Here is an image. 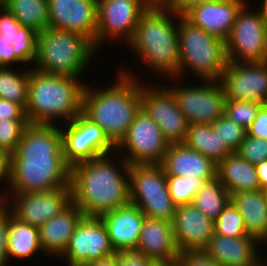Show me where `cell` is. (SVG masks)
I'll use <instances>...</instances> for the list:
<instances>
[{
    "label": "cell",
    "instance_id": "6da1fadb",
    "mask_svg": "<svg viewBox=\"0 0 267 266\" xmlns=\"http://www.w3.org/2000/svg\"><path fill=\"white\" fill-rule=\"evenodd\" d=\"M71 167L65 162L59 127L28 124L16 151L10 155V190L47 192L70 185Z\"/></svg>",
    "mask_w": 267,
    "mask_h": 266
},
{
    "label": "cell",
    "instance_id": "7a4b0ae2",
    "mask_svg": "<svg viewBox=\"0 0 267 266\" xmlns=\"http://www.w3.org/2000/svg\"><path fill=\"white\" fill-rule=\"evenodd\" d=\"M109 155L71 167V197L86 217H100L130 203L129 168L123 159L119 171ZM124 161V162H123ZM121 172V173H120ZM125 173L126 176L123 174Z\"/></svg>",
    "mask_w": 267,
    "mask_h": 266
},
{
    "label": "cell",
    "instance_id": "3957f363",
    "mask_svg": "<svg viewBox=\"0 0 267 266\" xmlns=\"http://www.w3.org/2000/svg\"><path fill=\"white\" fill-rule=\"evenodd\" d=\"M119 71V79L113 87L100 91L85 86L82 98V114L103 129L115 146L126 135L141 109L140 80L126 70L123 72V68Z\"/></svg>",
    "mask_w": 267,
    "mask_h": 266
},
{
    "label": "cell",
    "instance_id": "277c9868",
    "mask_svg": "<svg viewBox=\"0 0 267 266\" xmlns=\"http://www.w3.org/2000/svg\"><path fill=\"white\" fill-rule=\"evenodd\" d=\"M77 78L48 74L31 68L26 116L30 124L54 125L55 118L68 122L82 113L86 85Z\"/></svg>",
    "mask_w": 267,
    "mask_h": 266
},
{
    "label": "cell",
    "instance_id": "5b68a950",
    "mask_svg": "<svg viewBox=\"0 0 267 266\" xmlns=\"http://www.w3.org/2000/svg\"><path fill=\"white\" fill-rule=\"evenodd\" d=\"M174 15L172 10H146L128 45L153 71L179 78L178 28L171 20Z\"/></svg>",
    "mask_w": 267,
    "mask_h": 266
},
{
    "label": "cell",
    "instance_id": "8992f818",
    "mask_svg": "<svg viewBox=\"0 0 267 266\" xmlns=\"http://www.w3.org/2000/svg\"><path fill=\"white\" fill-rule=\"evenodd\" d=\"M95 52L94 45L84 36L47 27L38 34L36 67L33 69L78 78Z\"/></svg>",
    "mask_w": 267,
    "mask_h": 266
},
{
    "label": "cell",
    "instance_id": "52a82bcc",
    "mask_svg": "<svg viewBox=\"0 0 267 266\" xmlns=\"http://www.w3.org/2000/svg\"><path fill=\"white\" fill-rule=\"evenodd\" d=\"M177 18L179 75L187 68L203 81L220 80L228 63L225 41L192 25L183 16Z\"/></svg>",
    "mask_w": 267,
    "mask_h": 266
},
{
    "label": "cell",
    "instance_id": "ba28073f",
    "mask_svg": "<svg viewBox=\"0 0 267 266\" xmlns=\"http://www.w3.org/2000/svg\"><path fill=\"white\" fill-rule=\"evenodd\" d=\"M130 203L152 219L172 222L176 205L169 194L166 174L159 164L130 165Z\"/></svg>",
    "mask_w": 267,
    "mask_h": 266
},
{
    "label": "cell",
    "instance_id": "9c48e42d",
    "mask_svg": "<svg viewBox=\"0 0 267 266\" xmlns=\"http://www.w3.org/2000/svg\"><path fill=\"white\" fill-rule=\"evenodd\" d=\"M246 4L238 10L225 41L227 60L238 63L267 61V22L260 9L249 13Z\"/></svg>",
    "mask_w": 267,
    "mask_h": 266
},
{
    "label": "cell",
    "instance_id": "30bf717a",
    "mask_svg": "<svg viewBox=\"0 0 267 266\" xmlns=\"http://www.w3.org/2000/svg\"><path fill=\"white\" fill-rule=\"evenodd\" d=\"M67 123L66 129L60 130L64 159L70 167L109 155L112 150L116 151V146L109 140L103 129L82 113Z\"/></svg>",
    "mask_w": 267,
    "mask_h": 266
},
{
    "label": "cell",
    "instance_id": "8fae6325",
    "mask_svg": "<svg viewBox=\"0 0 267 266\" xmlns=\"http://www.w3.org/2000/svg\"><path fill=\"white\" fill-rule=\"evenodd\" d=\"M168 147L159 126L141 108L116 149L128 150L122 158L129 165H146L160 164Z\"/></svg>",
    "mask_w": 267,
    "mask_h": 266
},
{
    "label": "cell",
    "instance_id": "7c38bea8",
    "mask_svg": "<svg viewBox=\"0 0 267 266\" xmlns=\"http://www.w3.org/2000/svg\"><path fill=\"white\" fill-rule=\"evenodd\" d=\"M204 82L202 86L169 89L189 124H212L224 115L226 97L220 81Z\"/></svg>",
    "mask_w": 267,
    "mask_h": 266
},
{
    "label": "cell",
    "instance_id": "4fadbf2b",
    "mask_svg": "<svg viewBox=\"0 0 267 266\" xmlns=\"http://www.w3.org/2000/svg\"><path fill=\"white\" fill-rule=\"evenodd\" d=\"M148 87L141 84V108L156 122L169 144L183 143L189 123L174 94L166 87Z\"/></svg>",
    "mask_w": 267,
    "mask_h": 266
},
{
    "label": "cell",
    "instance_id": "5bb4252c",
    "mask_svg": "<svg viewBox=\"0 0 267 266\" xmlns=\"http://www.w3.org/2000/svg\"><path fill=\"white\" fill-rule=\"evenodd\" d=\"M145 11L141 0H97L96 48L106 39L122 38L128 44Z\"/></svg>",
    "mask_w": 267,
    "mask_h": 266
},
{
    "label": "cell",
    "instance_id": "9a60e30c",
    "mask_svg": "<svg viewBox=\"0 0 267 266\" xmlns=\"http://www.w3.org/2000/svg\"><path fill=\"white\" fill-rule=\"evenodd\" d=\"M107 229L100 217L84 216L61 256L68 266H86L89 262L113 255Z\"/></svg>",
    "mask_w": 267,
    "mask_h": 266
},
{
    "label": "cell",
    "instance_id": "2e32d148",
    "mask_svg": "<svg viewBox=\"0 0 267 266\" xmlns=\"http://www.w3.org/2000/svg\"><path fill=\"white\" fill-rule=\"evenodd\" d=\"M219 81L226 99L267 104V61L250 63L228 61Z\"/></svg>",
    "mask_w": 267,
    "mask_h": 266
},
{
    "label": "cell",
    "instance_id": "e0dca14e",
    "mask_svg": "<svg viewBox=\"0 0 267 266\" xmlns=\"http://www.w3.org/2000/svg\"><path fill=\"white\" fill-rule=\"evenodd\" d=\"M9 208L21 222L40 227L56 216L71 202V184L47 192L14 193Z\"/></svg>",
    "mask_w": 267,
    "mask_h": 266
},
{
    "label": "cell",
    "instance_id": "ac0fdd59",
    "mask_svg": "<svg viewBox=\"0 0 267 266\" xmlns=\"http://www.w3.org/2000/svg\"><path fill=\"white\" fill-rule=\"evenodd\" d=\"M48 27L87 38L96 48L97 0H47Z\"/></svg>",
    "mask_w": 267,
    "mask_h": 266
},
{
    "label": "cell",
    "instance_id": "d6986e66",
    "mask_svg": "<svg viewBox=\"0 0 267 266\" xmlns=\"http://www.w3.org/2000/svg\"><path fill=\"white\" fill-rule=\"evenodd\" d=\"M174 239L180 252L203 250L214 234V220L193 204L178 205L172 220Z\"/></svg>",
    "mask_w": 267,
    "mask_h": 266
},
{
    "label": "cell",
    "instance_id": "ffe728a7",
    "mask_svg": "<svg viewBox=\"0 0 267 266\" xmlns=\"http://www.w3.org/2000/svg\"><path fill=\"white\" fill-rule=\"evenodd\" d=\"M244 3L243 0L205 2L191 8L183 17L192 25L226 41L234 25L236 14Z\"/></svg>",
    "mask_w": 267,
    "mask_h": 266
},
{
    "label": "cell",
    "instance_id": "44dd1931",
    "mask_svg": "<svg viewBox=\"0 0 267 266\" xmlns=\"http://www.w3.org/2000/svg\"><path fill=\"white\" fill-rule=\"evenodd\" d=\"M146 216L134 204H127L100 216L115 252L135 250Z\"/></svg>",
    "mask_w": 267,
    "mask_h": 266
},
{
    "label": "cell",
    "instance_id": "7402d4cb",
    "mask_svg": "<svg viewBox=\"0 0 267 266\" xmlns=\"http://www.w3.org/2000/svg\"><path fill=\"white\" fill-rule=\"evenodd\" d=\"M159 165L166 176H194L204 182L216 177L217 165L184 143L169 144Z\"/></svg>",
    "mask_w": 267,
    "mask_h": 266
},
{
    "label": "cell",
    "instance_id": "603a6c76",
    "mask_svg": "<svg viewBox=\"0 0 267 266\" xmlns=\"http://www.w3.org/2000/svg\"><path fill=\"white\" fill-rule=\"evenodd\" d=\"M258 242L252 236L234 238L214 233L203 250L221 266H262L256 251Z\"/></svg>",
    "mask_w": 267,
    "mask_h": 266
},
{
    "label": "cell",
    "instance_id": "cb8c5ba5",
    "mask_svg": "<svg viewBox=\"0 0 267 266\" xmlns=\"http://www.w3.org/2000/svg\"><path fill=\"white\" fill-rule=\"evenodd\" d=\"M135 250L154 262L178 261L172 222L146 217Z\"/></svg>",
    "mask_w": 267,
    "mask_h": 266
},
{
    "label": "cell",
    "instance_id": "d4e9b609",
    "mask_svg": "<svg viewBox=\"0 0 267 266\" xmlns=\"http://www.w3.org/2000/svg\"><path fill=\"white\" fill-rule=\"evenodd\" d=\"M83 217L82 210L71 202L60 213L41 225L38 229L43 252L61 257Z\"/></svg>",
    "mask_w": 267,
    "mask_h": 266
},
{
    "label": "cell",
    "instance_id": "484cf974",
    "mask_svg": "<svg viewBox=\"0 0 267 266\" xmlns=\"http://www.w3.org/2000/svg\"><path fill=\"white\" fill-rule=\"evenodd\" d=\"M230 200L243 217L245 230L259 243L267 240V191H242L230 194Z\"/></svg>",
    "mask_w": 267,
    "mask_h": 266
},
{
    "label": "cell",
    "instance_id": "4316f807",
    "mask_svg": "<svg viewBox=\"0 0 267 266\" xmlns=\"http://www.w3.org/2000/svg\"><path fill=\"white\" fill-rule=\"evenodd\" d=\"M216 177L230 194L261 189L255 165L244 160L236 152L217 164Z\"/></svg>",
    "mask_w": 267,
    "mask_h": 266
},
{
    "label": "cell",
    "instance_id": "83f0119b",
    "mask_svg": "<svg viewBox=\"0 0 267 266\" xmlns=\"http://www.w3.org/2000/svg\"><path fill=\"white\" fill-rule=\"evenodd\" d=\"M187 147L195 149L216 165L226 156L233 153L226 144L214 133L211 124H189L185 140Z\"/></svg>",
    "mask_w": 267,
    "mask_h": 266
},
{
    "label": "cell",
    "instance_id": "f1b7e54d",
    "mask_svg": "<svg viewBox=\"0 0 267 266\" xmlns=\"http://www.w3.org/2000/svg\"><path fill=\"white\" fill-rule=\"evenodd\" d=\"M37 251H43L38 227L21 222L10 211L7 254L9 259H26Z\"/></svg>",
    "mask_w": 267,
    "mask_h": 266
},
{
    "label": "cell",
    "instance_id": "f546056e",
    "mask_svg": "<svg viewBox=\"0 0 267 266\" xmlns=\"http://www.w3.org/2000/svg\"><path fill=\"white\" fill-rule=\"evenodd\" d=\"M5 7L22 26L41 33L48 27L49 13L47 0H2Z\"/></svg>",
    "mask_w": 267,
    "mask_h": 266
},
{
    "label": "cell",
    "instance_id": "4dcf8cb0",
    "mask_svg": "<svg viewBox=\"0 0 267 266\" xmlns=\"http://www.w3.org/2000/svg\"><path fill=\"white\" fill-rule=\"evenodd\" d=\"M230 200V193L215 177L206 181L194 196L192 204L205 216L215 220Z\"/></svg>",
    "mask_w": 267,
    "mask_h": 266
},
{
    "label": "cell",
    "instance_id": "1f68e13d",
    "mask_svg": "<svg viewBox=\"0 0 267 266\" xmlns=\"http://www.w3.org/2000/svg\"><path fill=\"white\" fill-rule=\"evenodd\" d=\"M30 70L17 73L7 66H0V98L27 106Z\"/></svg>",
    "mask_w": 267,
    "mask_h": 266
},
{
    "label": "cell",
    "instance_id": "d6a6232c",
    "mask_svg": "<svg viewBox=\"0 0 267 266\" xmlns=\"http://www.w3.org/2000/svg\"><path fill=\"white\" fill-rule=\"evenodd\" d=\"M169 194L173 203L178 205L192 204L194 196L204 181L194 176H166Z\"/></svg>",
    "mask_w": 267,
    "mask_h": 266
},
{
    "label": "cell",
    "instance_id": "836d02e7",
    "mask_svg": "<svg viewBox=\"0 0 267 266\" xmlns=\"http://www.w3.org/2000/svg\"><path fill=\"white\" fill-rule=\"evenodd\" d=\"M214 233L228 237L249 236L245 230L243 217L231 200L214 220Z\"/></svg>",
    "mask_w": 267,
    "mask_h": 266
},
{
    "label": "cell",
    "instance_id": "e575fe53",
    "mask_svg": "<svg viewBox=\"0 0 267 266\" xmlns=\"http://www.w3.org/2000/svg\"><path fill=\"white\" fill-rule=\"evenodd\" d=\"M263 105L257 101L226 99L224 114L248 130Z\"/></svg>",
    "mask_w": 267,
    "mask_h": 266
},
{
    "label": "cell",
    "instance_id": "d590c367",
    "mask_svg": "<svg viewBox=\"0 0 267 266\" xmlns=\"http://www.w3.org/2000/svg\"><path fill=\"white\" fill-rule=\"evenodd\" d=\"M211 125L214 133L218 135L221 141H223L232 152L237 151L247 135V130L238 123L232 121L225 114Z\"/></svg>",
    "mask_w": 267,
    "mask_h": 266
},
{
    "label": "cell",
    "instance_id": "8d00e7d4",
    "mask_svg": "<svg viewBox=\"0 0 267 266\" xmlns=\"http://www.w3.org/2000/svg\"><path fill=\"white\" fill-rule=\"evenodd\" d=\"M38 32L22 26L11 41L15 55L22 63L35 62L37 58Z\"/></svg>",
    "mask_w": 267,
    "mask_h": 266
},
{
    "label": "cell",
    "instance_id": "74e56055",
    "mask_svg": "<svg viewBox=\"0 0 267 266\" xmlns=\"http://www.w3.org/2000/svg\"><path fill=\"white\" fill-rule=\"evenodd\" d=\"M28 120H1L0 121V149L13 154L21 140Z\"/></svg>",
    "mask_w": 267,
    "mask_h": 266
},
{
    "label": "cell",
    "instance_id": "f35d334b",
    "mask_svg": "<svg viewBox=\"0 0 267 266\" xmlns=\"http://www.w3.org/2000/svg\"><path fill=\"white\" fill-rule=\"evenodd\" d=\"M236 153L251 164L267 160V140L246 135Z\"/></svg>",
    "mask_w": 267,
    "mask_h": 266
},
{
    "label": "cell",
    "instance_id": "ab89813d",
    "mask_svg": "<svg viewBox=\"0 0 267 266\" xmlns=\"http://www.w3.org/2000/svg\"><path fill=\"white\" fill-rule=\"evenodd\" d=\"M180 266H221L204 250H186L180 252L178 256Z\"/></svg>",
    "mask_w": 267,
    "mask_h": 266
},
{
    "label": "cell",
    "instance_id": "60d3db41",
    "mask_svg": "<svg viewBox=\"0 0 267 266\" xmlns=\"http://www.w3.org/2000/svg\"><path fill=\"white\" fill-rule=\"evenodd\" d=\"M0 35L6 43L10 44L17 31L22 27L18 20L0 4Z\"/></svg>",
    "mask_w": 267,
    "mask_h": 266
},
{
    "label": "cell",
    "instance_id": "b9f144b4",
    "mask_svg": "<svg viewBox=\"0 0 267 266\" xmlns=\"http://www.w3.org/2000/svg\"><path fill=\"white\" fill-rule=\"evenodd\" d=\"M6 205L0 209V266L8 265L9 257L7 254V242H8V230L10 222V209L7 206L9 200L6 201Z\"/></svg>",
    "mask_w": 267,
    "mask_h": 266
},
{
    "label": "cell",
    "instance_id": "7bdbcfd3",
    "mask_svg": "<svg viewBox=\"0 0 267 266\" xmlns=\"http://www.w3.org/2000/svg\"><path fill=\"white\" fill-rule=\"evenodd\" d=\"M153 263L154 261L136 250L117 252V266H151Z\"/></svg>",
    "mask_w": 267,
    "mask_h": 266
},
{
    "label": "cell",
    "instance_id": "ee69618b",
    "mask_svg": "<svg viewBox=\"0 0 267 266\" xmlns=\"http://www.w3.org/2000/svg\"><path fill=\"white\" fill-rule=\"evenodd\" d=\"M5 119L28 120L22 105L0 98V121Z\"/></svg>",
    "mask_w": 267,
    "mask_h": 266
},
{
    "label": "cell",
    "instance_id": "f6af8a7d",
    "mask_svg": "<svg viewBox=\"0 0 267 266\" xmlns=\"http://www.w3.org/2000/svg\"><path fill=\"white\" fill-rule=\"evenodd\" d=\"M247 134L267 140V104L261 107Z\"/></svg>",
    "mask_w": 267,
    "mask_h": 266
},
{
    "label": "cell",
    "instance_id": "bcb514c9",
    "mask_svg": "<svg viewBox=\"0 0 267 266\" xmlns=\"http://www.w3.org/2000/svg\"><path fill=\"white\" fill-rule=\"evenodd\" d=\"M22 61L15 55L13 45L8 44L0 35V66H9Z\"/></svg>",
    "mask_w": 267,
    "mask_h": 266
},
{
    "label": "cell",
    "instance_id": "7dc6e473",
    "mask_svg": "<svg viewBox=\"0 0 267 266\" xmlns=\"http://www.w3.org/2000/svg\"><path fill=\"white\" fill-rule=\"evenodd\" d=\"M210 1L220 0H175L173 12L178 16H183L191 8Z\"/></svg>",
    "mask_w": 267,
    "mask_h": 266
},
{
    "label": "cell",
    "instance_id": "c3c4849f",
    "mask_svg": "<svg viewBox=\"0 0 267 266\" xmlns=\"http://www.w3.org/2000/svg\"><path fill=\"white\" fill-rule=\"evenodd\" d=\"M146 10H173L175 0H141Z\"/></svg>",
    "mask_w": 267,
    "mask_h": 266
},
{
    "label": "cell",
    "instance_id": "681fc988",
    "mask_svg": "<svg viewBox=\"0 0 267 266\" xmlns=\"http://www.w3.org/2000/svg\"><path fill=\"white\" fill-rule=\"evenodd\" d=\"M5 179L10 184V154L0 149V182Z\"/></svg>",
    "mask_w": 267,
    "mask_h": 266
},
{
    "label": "cell",
    "instance_id": "f907efd6",
    "mask_svg": "<svg viewBox=\"0 0 267 266\" xmlns=\"http://www.w3.org/2000/svg\"><path fill=\"white\" fill-rule=\"evenodd\" d=\"M261 190L267 191V160L255 165Z\"/></svg>",
    "mask_w": 267,
    "mask_h": 266
},
{
    "label": "cell",
    "instance_id": "816d5d0a",
    "mask_svg": "<svg viewBox=\"0 0 267 266\" xmlns=\"http://www.w3.org/2000/svg\"><path fill=\"white\" fill-rule=\"evenodd\" d=\"M86 266H117V252L105 258L89 262Z\"/></svg>",
    "mask_w": 267,
    "mask_h": 266
},
{
    "label": "cell",
    "instance_id": "f5cc1de1",
    "mask_svg": "<svg viewBox=\"0 0 267 266\" xmlns=\"http://www.w3.org/2000/svg\"><path fill=\"white\" fill-rule=\"evenodd\" d=\"M262 3H263V4H262V6H261V8H260V11H261V13H262L264 19H265L266 22H267V0H263Z\"/></svg>",
    "mask_w": 267,
    "mask_h": 266
},
{
    "label": "cell",
    "instance_id": "db71d44e",
    "mask_svg": "<svg viewBox=\"0 0 267 266\" xmlns=\"http://www.w3.org/2000/svg\"><path fill=\"white\" fill-rule=\"evenodd\" d=\"M8 197L9 198H7L4 193L3 194L0 193V209L3 208L6 205V200L7 199L10 200L11 196H8Z\"/></svg>",
    "mask_w": 267,
    "mask_h": 266
},
{
    "label": "cell",
    "instance_id": "11a10c76",
    "mask_svg": "<svg viewBox=\"0 0 267 266\" xmlns=\"http://www.w3.org/2000/svg\"><path fill=\"white\" fill-rule=\"evenodd\" d=\"M151 266H173L172 262H154Z\"/></svg>",
    "mask_w": 267,
    "mask_h": 266
},
{
    "label": "cell",
    "instance_id": "9f6ffc18",
    "mask_svg": "<svg viewBox=\"0 0 267 266\" xmlns=\"http://www.w3.org/2000/svg\"><path fill=\"white\" fill-rule=\"evenodd\" d=\"M173 266H180V265L178 264V261H173Z\"/></svg>",
    "mask_w": 267,
    "mask_h": 266
}]
</instances>
